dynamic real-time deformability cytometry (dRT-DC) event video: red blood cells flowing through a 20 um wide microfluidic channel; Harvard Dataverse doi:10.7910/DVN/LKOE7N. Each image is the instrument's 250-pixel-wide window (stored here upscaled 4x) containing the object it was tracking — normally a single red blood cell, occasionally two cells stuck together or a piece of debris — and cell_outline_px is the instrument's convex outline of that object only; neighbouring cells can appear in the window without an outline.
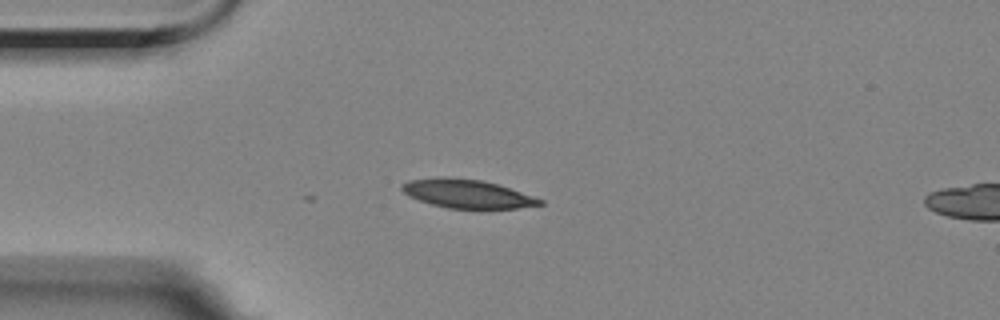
{"species": "Egyptian fruit bat (a non-hibernating species)", "species_latin": "Rousettus aegyptiacus", "temperature_condition": "room temperature", "stored_images_in_passage": 7, "camera_frame_rate_fps": 3000, "um_per_image_px": 0.085, "animal": {"sex": "female"}, "frame": {"image": 1, "passage_image": 1, "time_ms": 0.0, "image_size_px": [1000, 320], "cell_outline_px": [[544, 204], [516, 208], [448, 208], [432, 204], [408, 196], [400, 188], [400, 184], [408, 180], [444, 176], [448, 176], [480, 180], [496, 184], [544, 200]], "centroid_in_image_um": [39.64, 16.45], "position_along_channel_um": 45.4, "area_um2": 22.77}}
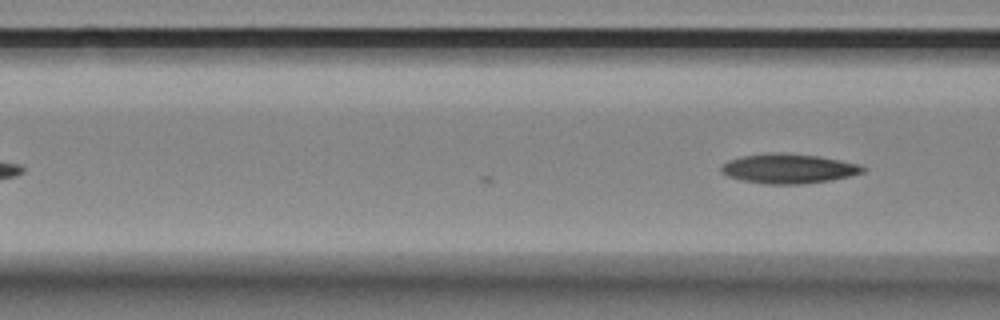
{"frame": {"image": 2, "passage_image": 7, "time_ms": 2.0, "image_size_px": [1000, 320], "cell_outline_px": [[868, 168], [864, 172], [832, 180], [800, 184], [768, 184], [740, 180], [728, 176], [720, 172], [720, 164], [728, 160], [744, 156], [780, 152], [820, 156], [860, 164]], "centroid_in_image_um": [67.03, 14.33], "position_along_channel_um": 99.6, "area_um2": 24.51}}